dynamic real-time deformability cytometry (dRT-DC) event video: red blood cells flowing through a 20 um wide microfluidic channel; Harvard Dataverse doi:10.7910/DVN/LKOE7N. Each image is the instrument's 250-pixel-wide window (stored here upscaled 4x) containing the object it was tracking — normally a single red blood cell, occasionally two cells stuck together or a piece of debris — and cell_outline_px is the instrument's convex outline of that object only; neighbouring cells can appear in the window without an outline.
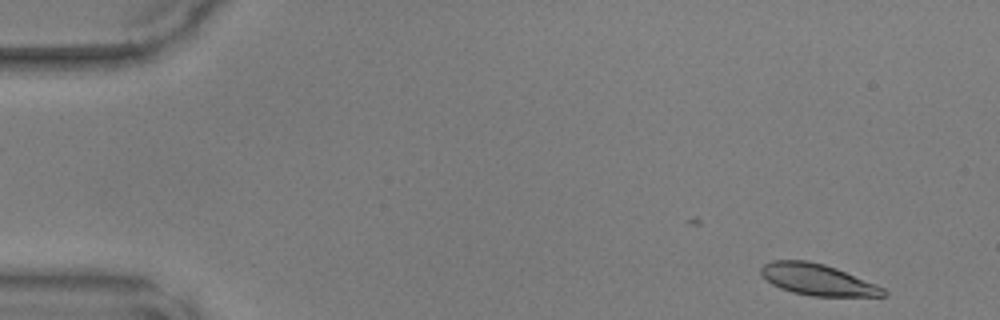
{"species": "common noctule bat (a hibernating species)", "species_latin": "Nyctalus noctula", "temperature_condition": "warm", "stored_images_in_passage": 43, "camera_frame_rate_fps": 3000, "um_per_image_px": 0.085, "animal": {"sex": "male", "body_mass_g": 17.9, "forearm_length_mm": 54.2}, "frame": {"image": 1, "passage_image": 2, "time_ms": 0.333, "image_size_px": [1000, 320], "cell_outline_px": [[888, 296], [812, 296], [792, 292], [780, 288], [772, 284], [760, 272], [760, 268], [764, 264], [772, 260], [808, 260], [824, 264], [836, 268], [876, 284], [884, 288], [888, 292]], "centroid_in_image_um": [69.51, 23.77], "position_along_channel_um": 15.5, "area_um2": 22.31}}
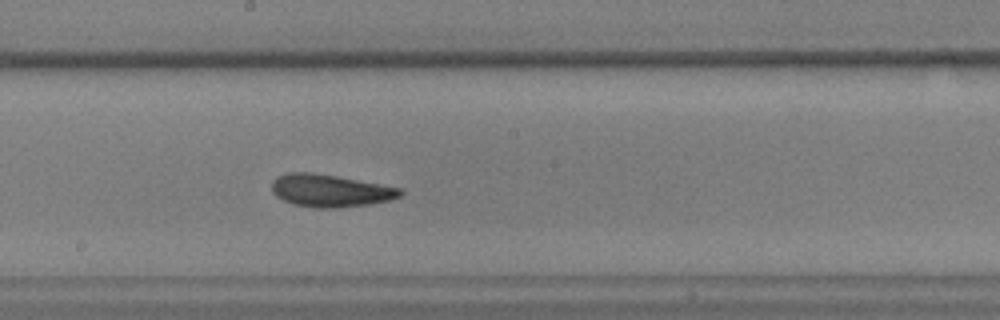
{"frame": {"image": 2, "passage_image": 25, "time_ms": 8.0, "image_size_px": [1000, 320], "cell_outline_px": [[404, 192], [400, 196], [392, 200], [368, 204], [336, 208], [316, 208], [292, 204], [276, 196], [272, 192], [272, 180], [276, 176], [288, 172], [312, 172], [336, 176], [404, 188]], "centroid_in_image_um": [28.07, 16.2], "position_along_channel_um": 220.1, "area_um2": 24.57}}
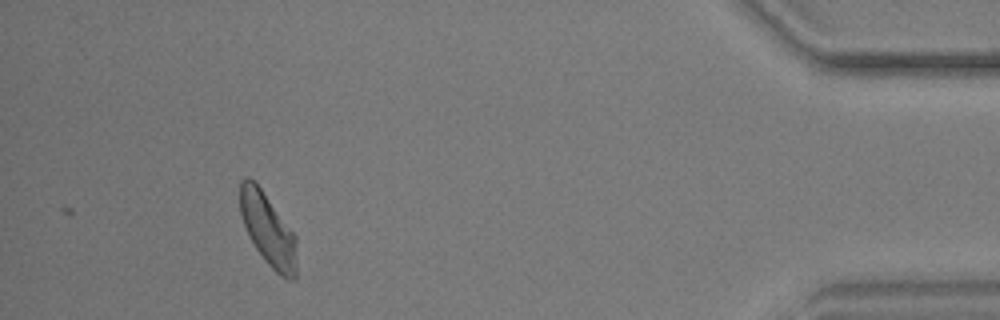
{"frame": {"image": 3, "passage_image": 43, "time_ms": 14.0, "image_size_px": [1000, 320], "cell_outline_px": [[296, 276], [292, 280], [288, 280], [280, 276], [264, 260], [256, 248], [244, 224], [240, 212], [240, 180], [248, 176], [260, 188], [296, 236]], "centroid_in_image_um": [22.79, 19.54], "position_along_channel_um": 412.4, "area_um2": 23.41}}